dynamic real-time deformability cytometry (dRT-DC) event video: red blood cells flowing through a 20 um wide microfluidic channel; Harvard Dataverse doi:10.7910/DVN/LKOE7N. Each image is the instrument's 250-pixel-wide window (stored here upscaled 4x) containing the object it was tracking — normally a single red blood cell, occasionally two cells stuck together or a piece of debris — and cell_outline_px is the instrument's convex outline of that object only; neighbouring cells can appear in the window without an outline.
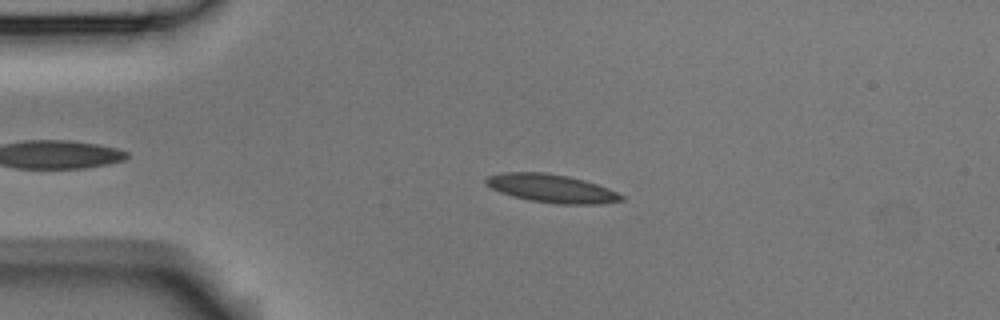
{"species": "Egyptian fruit bat (a non-hibernating species)", "species_latin": "Rousettus aegyptiacus", "temperature_condition": "room temperature", "stored_images_in_passage": 44, "camera_frame_rate_fps": 3000, "um_per_image_px": 0.085, "animal": {"sex": "male"}, "frame": {"image": 1, "passage_image": 11, "time_ms": 3.333, "image_size_px": [1000, 320], "cell_outline_px": [[624, 200], [600, 204], [556, 204], [532, 200], [512, 196], [500, 192], [492, 188], [484, 180], [488, 176], [504, 172], [544, 172], [568, 176], [584, 180], [608, 188], [624, 196]], "centroid_in_image_um": [46.9, 16.01], "position_along_channel_um": 38.1, "area_um2": 22.14}}
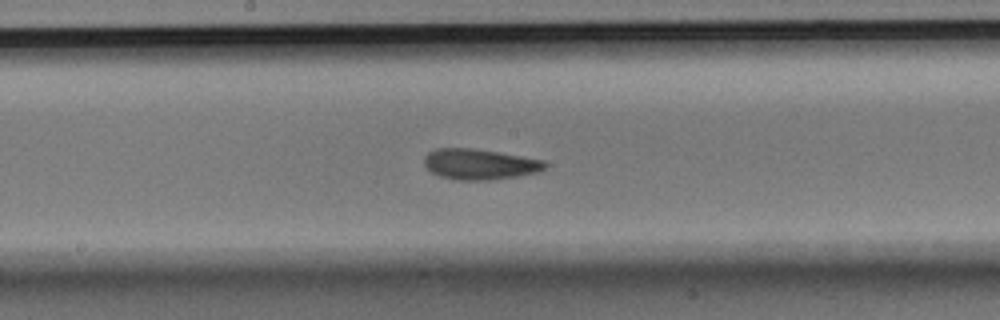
{"frame": {"image": 2, "passage_image": 27, "time_ms": 8.667, "image_size_px": [1000, 320], "cell_outline_px": [[548, 164], [540, 172], [520, 176], [488, 180], [456, 180], [440, 176], [432, 172], [424, 164], [424, 156], [428, 152], [436, 148], [472, 148], [500, 152], [544, 160]], "centroid_in_image_um": [40.79, 13.95], "position_along_channel_um": 207.4, "area_um2": 21.73}}
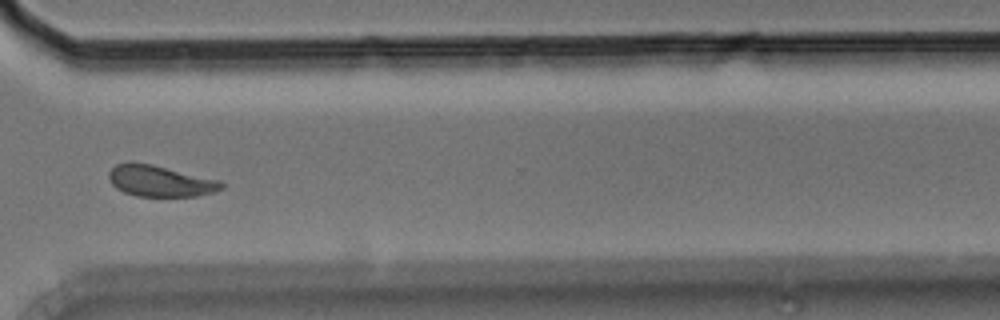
{"frame": {"image": 3, "passage_image": 39, "time_ms": 12.667, "image_size_px": [1000, 320], "cell_outline_px": [[224, 188], [212, 192], [196, 196], [136, 196], [124, 192], [116, 188], [108, 180], [108, 172], [116, 164], [128, 160], [132, 160], [152, 164], [220, 180], [224, 184]], "centroid_in_image_um": [13.56, 15.36], "position_along_channel_um": 357.0, "area_um2": 20.75}, "authors_computed_cell_mechanics": {"area_um2": 21.1259, "velocity_mm_per_s": 3.7357, "shape_relaxation_time_tau1_ms": 2.9661, "shape_relaxation_time_tau2_ms": 1.1703, "deformation_change_tau1": 0.1322, "deformation_change_tau2": 0.0708}}